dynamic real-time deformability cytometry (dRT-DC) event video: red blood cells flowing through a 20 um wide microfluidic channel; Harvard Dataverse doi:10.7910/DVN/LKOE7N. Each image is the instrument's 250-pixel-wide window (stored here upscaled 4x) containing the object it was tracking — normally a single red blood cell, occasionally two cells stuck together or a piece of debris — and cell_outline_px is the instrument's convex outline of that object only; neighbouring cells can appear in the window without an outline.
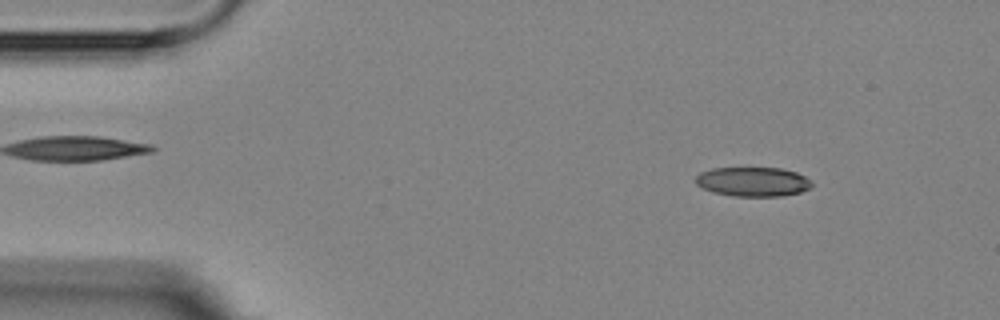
{"species": "Egyptian fruit bat (a non-hibernating species)", "species_latin": "Rousettus aegyptiacus", "temperature_condition": "room temperature", "stored_images_in_passage": 6, "camera_frame_rate_fps": 3000, "um_per_image_px": 0.085, "animal": {"sex": "female"}, "frame": {"image": 1, "passage_image": 2, "time_ms": 1.333, "image_size_px": [1000, 320], "cell_outline_px": [[812, 188], [800, 192], [784, 196], [732, 196], [712, 192], [696, 184], [696, 176], [700, 172], [712, 168], [780, 168], [796, 172], [812, 180]], "centroid_in_image_um": [64.02, 15.45], "position_along_channel_um": 21.0, "area_um2": 20.0}}
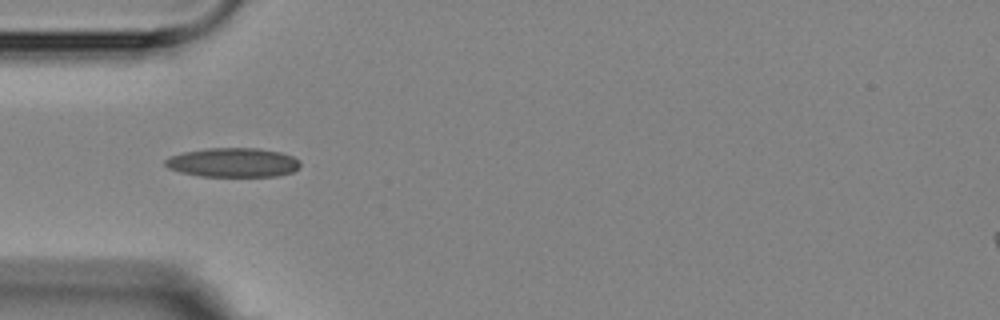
{"frame": {"image": 2, "passage_image": 5, "time_ms": 4.667, "image_size_px": [1000, 320], "cell_outline_px": [[300, 168], [292, 172], [276, 176], [200, 176], [180, 172], [168, 168], [164, 164], [164, 160], [172, 156], [184, 152], [204, 148], [260, 148], [280, 152], [292, 156], [300, 160]], "centroid_in_image_um": [19.82, 13.81], "position_along_channel_um": 65.2, "area_um2": 23.06}}
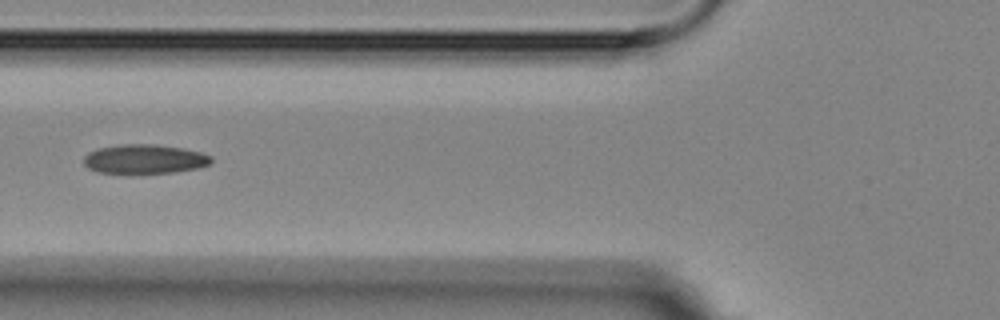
{"frame": {"image": 3, "passage_image": 6, "time_ms": 6.0, "image_size_px": [1000, 320], "cell_outline_px": [[212, 160], [208, 164], [196, 168], [172, 172], [100, 172], [88, 168], [84, 164], [84, 156], [88, 152], [100, 148], [120, 144], [156, 144], [184, 148], [200, 152], [212, 156]], "centroid_in_image_um": [12.29, 13.49], "position_along_channel_um": 113.5, "area_um2": 21.33}}